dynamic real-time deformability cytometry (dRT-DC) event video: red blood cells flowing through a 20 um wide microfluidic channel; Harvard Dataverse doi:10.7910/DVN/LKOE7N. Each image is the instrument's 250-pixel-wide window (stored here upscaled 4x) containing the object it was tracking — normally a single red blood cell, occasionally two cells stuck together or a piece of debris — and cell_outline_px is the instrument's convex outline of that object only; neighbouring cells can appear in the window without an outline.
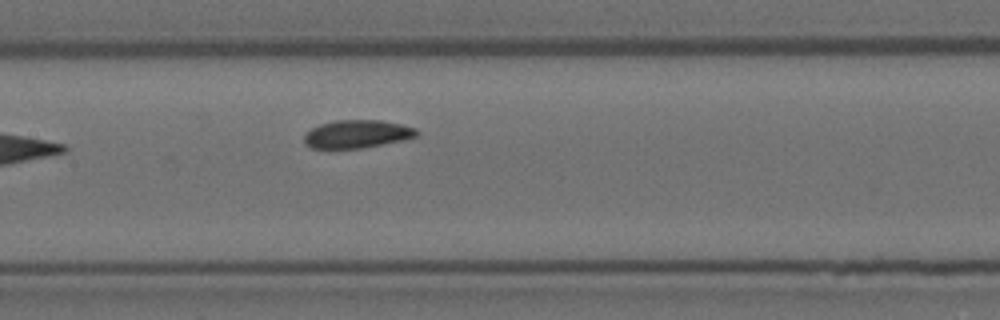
{"species": "Egyptian fruit bat (a non-hibernating species)", "species_latin": "Rousettus aegyptiacus", "temperature_condition": "room temperature", "stored_images_in_passage": 5, "camera_frame_rate_fps": 3000, "um_per_image_px": 0.085, "animal": {"sex": "female"}, "frame": {"image": 1, "passage_image": 5, "time_ms": 1.333, "image_size_px": [1000, 320], "cell_outline_px": [[420, 132], [416, 136], [404, 140], [360, 148], [312, 148], [304, 144], [304, 136], [312, 128], [320, 124], [336, 120], [380, 120], [400, 124], [416, 128]], "centroid_in_image_um": [30.36, 11.39], "position_along_channel_um": 177.0, "area_um2": 18.26}}